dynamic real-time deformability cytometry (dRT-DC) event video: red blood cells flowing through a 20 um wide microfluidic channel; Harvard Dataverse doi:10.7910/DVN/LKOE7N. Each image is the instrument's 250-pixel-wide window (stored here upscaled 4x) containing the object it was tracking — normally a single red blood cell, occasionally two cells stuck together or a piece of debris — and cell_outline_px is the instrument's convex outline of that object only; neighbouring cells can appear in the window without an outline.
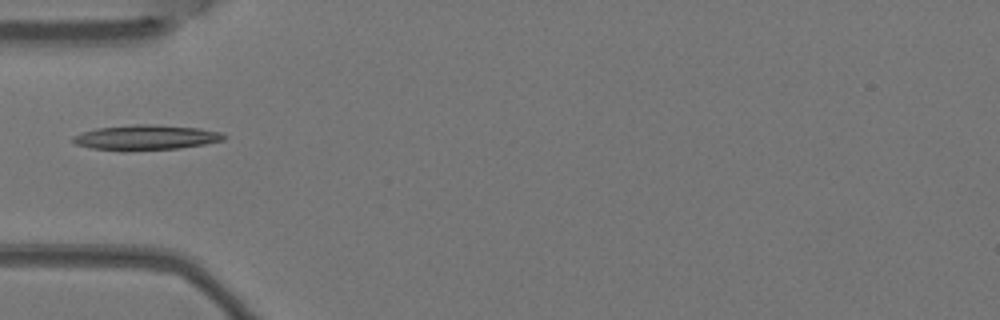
{"species": "Egyptian fruit bat (a non-hibernating species)", "species_latin": "Rousettus aegyptiacus", "temperature_condition": "warm", "stored_images_in_passage": 2, "camera_frame_rate_fps": 3000, "um_per_image_px": 0.085, "animal": {"sex": "female"}, "frame": {"image": 1, "passage_image": 2, "time_ms": 0.333, "image_size_px": [1000, 320], "cell_outline_px": [[228, 136], [224, 140], [204, 144], [180, 148], [124, 152], [120, 152], [92, 148], [76, 144], [72, 140], [72, 136], [96, 128], [136, 124], [152, 124], [200, 128], [224, 132]], "centroid_in_image_um": [12.43, 11.7], "position_along_channel_um": 72.6, "area_um2": 22.48}}